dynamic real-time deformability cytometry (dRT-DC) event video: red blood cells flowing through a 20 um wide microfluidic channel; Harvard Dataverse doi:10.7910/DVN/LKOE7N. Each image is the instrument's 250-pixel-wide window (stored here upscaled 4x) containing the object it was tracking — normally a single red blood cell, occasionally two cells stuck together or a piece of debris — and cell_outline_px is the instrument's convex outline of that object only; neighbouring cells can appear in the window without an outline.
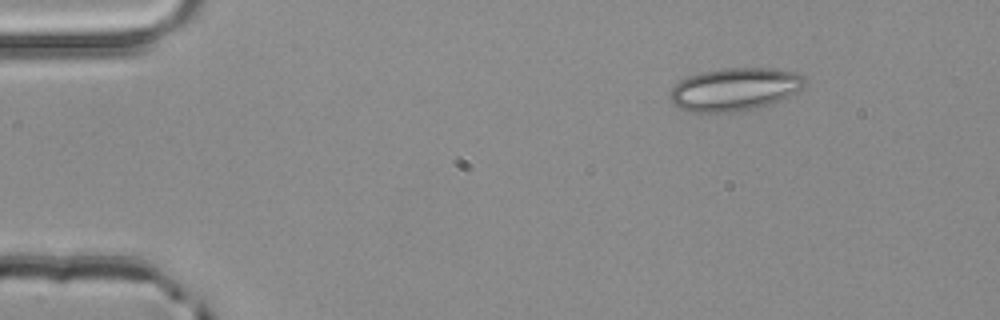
{"species": "common noctule bat (a hibernating species)", "species_latin": "Nyctalus noctula", "temperature_condition": "room temperature", "stored_images_in_passage": 3, "camera_frame_rate_fps": 3000, "um_per_image_px": 0.085, "animal": {"sex": "male", "body_mass_g": 20.4}, "frame": {"image": 1, "passage_image": 1, "time_ms": 0.0, "image_size_px": [1000, 320], "cell_outline_px": [[808, 80], [796, 92], [772, 104], [744, 112], [692, 112], [680, 108], [672, 104], [668, 96], [668, 92], [680, 80], [688, 76], [700, 72], [724, 68], [772, 68], [796, 72], [808, 76]], "centroid_in_image_um": [62.45, 7.59], "position_along_channel_um": 22.5, "area_um2": 34.28}}